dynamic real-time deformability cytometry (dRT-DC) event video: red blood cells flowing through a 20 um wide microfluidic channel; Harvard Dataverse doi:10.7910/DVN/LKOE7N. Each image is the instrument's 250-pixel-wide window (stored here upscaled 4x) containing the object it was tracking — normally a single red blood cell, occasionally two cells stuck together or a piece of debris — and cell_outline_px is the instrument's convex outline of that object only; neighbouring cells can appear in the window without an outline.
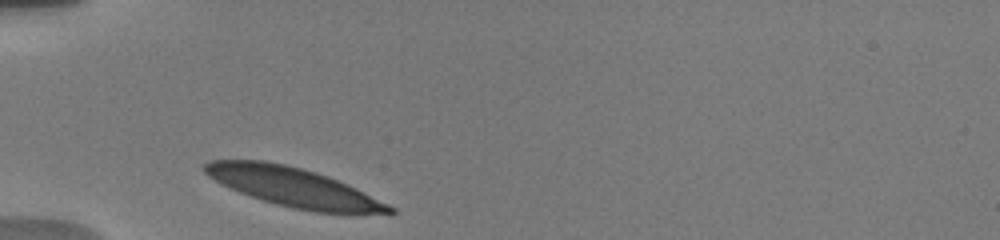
{"species": "human", "species_latin": "Homo sapiens", "temperature_condition": "warm", "stored_images_in_passage": 5, "camera_frame_rate_fps": 3000, "um_per_image_px": 0.085, "donor": {"sex": "male"}, "frame": {"image": 1, "passage_image": 1, "time_ms": 0.0, "image_size_px": [1000, 240], "cell_outline_px": [[396, 212], [392, 216], [388, 216], [316, 212], [292, 208], [276, 204], [240, 192], [208, 176], [204, 172], [204, 164], [208, 160], [264, 160], [284, 164], [316, 172], [328, 176], [388, 204], [396, 208]], "centroid_in_image_um": [25.06, 15.95], "position_along_channel_um": 59.9, "area_um2": 42.02}}
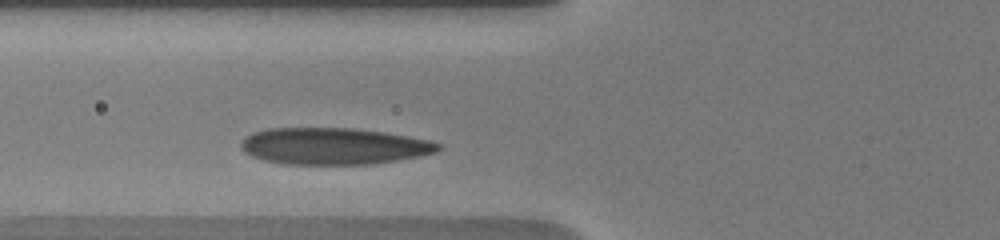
{"frame": {"image": 2, "passage_image": 5, "time_ms": 1.333, "image_size_px": [1000, 240], "cell_outline_px": [[440, 148], [436, 152], [396, 160], [372, 164], [284, 164], [264, 160], [252, 156], [244, 152], [240, 148], [240, 140], [244, 136], [252, 132], [268, 128], [352, 128], [408, 136], [428, 140], [440, 144]], "centroid_in_image_um": [28.27, 12.42], "position_along_channel_um": 97.5, "area_um2": 42.02}}